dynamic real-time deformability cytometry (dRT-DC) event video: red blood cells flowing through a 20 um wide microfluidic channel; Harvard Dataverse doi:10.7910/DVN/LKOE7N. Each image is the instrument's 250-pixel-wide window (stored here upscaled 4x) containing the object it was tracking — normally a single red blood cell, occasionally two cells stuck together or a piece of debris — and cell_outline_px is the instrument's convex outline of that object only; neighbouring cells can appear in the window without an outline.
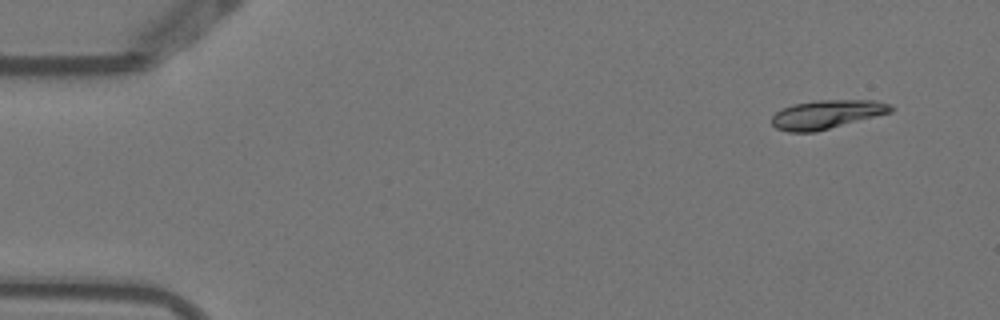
{"species": "Egyptian fruit bat (a non-hibernating species)", "species_latin": "Rousettus aegyptiacus", "temperature_condition": "warm", "stored_images_in_passage": 4, "camera_frame_rate_fps": 3000, "um_per_image_px": 0.085, "animal": {"sex": "female"}, "frame": {"image": 1, "passage_image": 1, "time_ms": 0.0, "image_size_px": [1000, 320], "cell_outline_px": [[892, 112], [816, 132], [788, 132], [776, 128], [772, 124], [772, 116], [776, 112], [792, 104], [820, 100], [876, 100], [888, 104], [892, 108]], "centroid_in_image_um": [70.25, 9.73], "position_along_channel_um": 14.7, "area_um2": 19.83}}
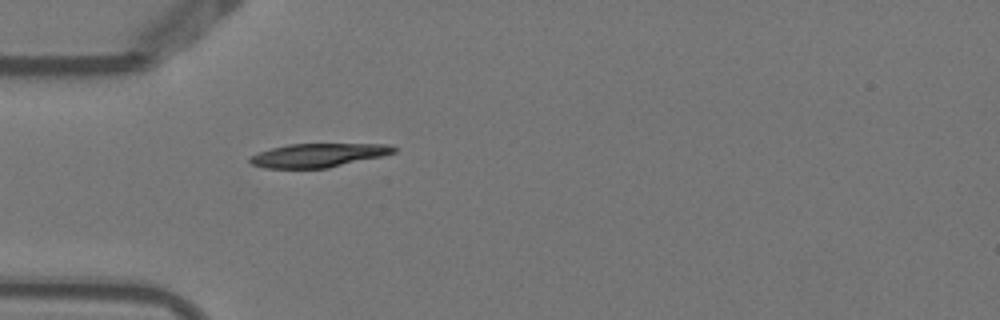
{"frame": {"image": 2, "passage_image": 4, "time_ms": 1.0, "image_size_px": [1000, 320], "cell_outline_px": [[400, 148], [396, 152], [380, 156], [328, 168], [264, 168], [252, 164], [248, 160], [252, 156], [260, 152], [272, 148], [288, 144], [392, 144]], "centroid_in_image_um": [27.1, 13.19], "position_along_channel_um": 57.9, "area_um2": 19.77}}